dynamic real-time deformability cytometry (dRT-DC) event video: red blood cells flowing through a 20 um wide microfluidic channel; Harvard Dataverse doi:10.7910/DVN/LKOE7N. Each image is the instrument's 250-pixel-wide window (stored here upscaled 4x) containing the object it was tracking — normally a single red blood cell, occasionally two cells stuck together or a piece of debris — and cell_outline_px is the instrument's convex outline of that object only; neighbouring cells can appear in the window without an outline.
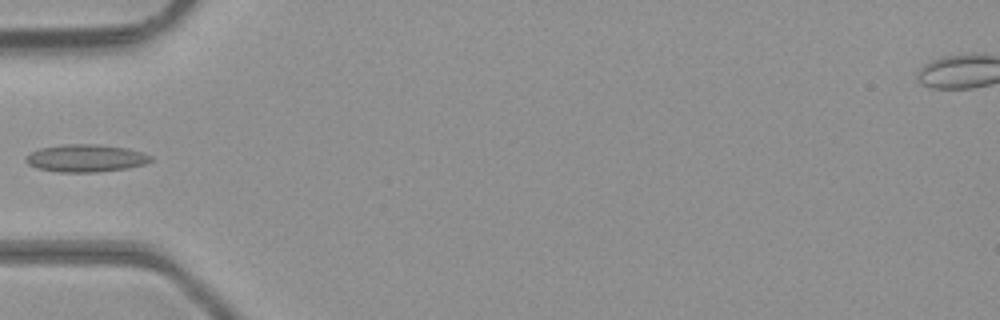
{"species": "common noctule bat (a hibernating species)", "species_latin": "Nyctalus noctula", "temperature_condition": "room temperature", "stored_images_in_passage": 4, "camera_frame_rate_fps": 3000, "um_per_image_px": 0.085, "animal": {"sex": "male", "body_mass_g": 23.1, "forearm_length_mm": 52.7}, "frame": {"image": 1, "passage_image": 4, "time_ms": 1.0, "image_size_px": [1000, 320], "cell_outline_px": [[152, 160], [144, 164], [128, 168], [96, 172], [56, 172], [36, 168], [28, 164], [24, 160], [24, 156], [40, 148], [64, 144], [100, 144], [128, 148], [144, 152], [152, 156]], "centroid_in_image_um": [7.29, 13.44], "position_along_channel_um": 77.7, "area_um2": 20.29}}